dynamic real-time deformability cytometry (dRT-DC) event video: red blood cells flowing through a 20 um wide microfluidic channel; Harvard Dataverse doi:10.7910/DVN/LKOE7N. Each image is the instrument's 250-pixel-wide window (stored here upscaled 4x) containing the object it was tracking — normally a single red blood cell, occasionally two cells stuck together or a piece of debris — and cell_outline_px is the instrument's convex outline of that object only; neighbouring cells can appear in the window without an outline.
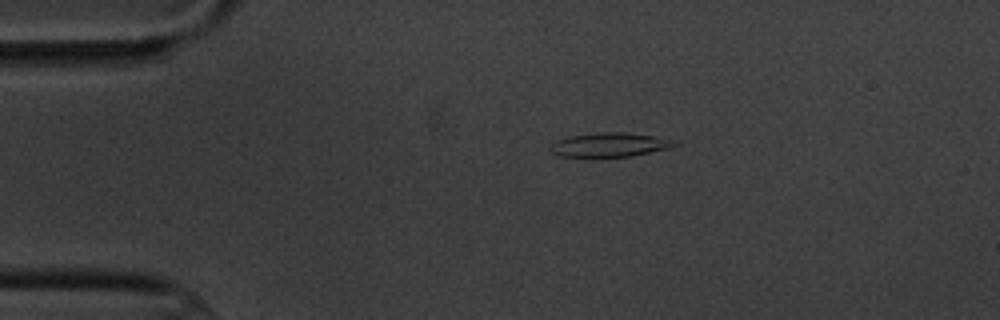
{"species": "common noctule bat (a hibernating species)", "species_latin": "Nyctalus noctula", "temperature_condition": "cold", "stored_images_in_passage": 4, "camera_frame_rate_fps": 3000, "um_per_image_px": 0.085, "animal": {"sex": "male", "body_mass_g": 20.1, "forearm_length_mm": 53.5}, "frame": {"image": 1, "passage_image": 3, "time_ms": 3.0, "image_size_px": [1000, 320], "cell_outline_px": [[680, 144], [668, 148], [632, 156], [556, 156], [548, 152], [548, 148], [556, 140], [572, 136], [596, 132], [624, 132], [656, 136], [680, 140]], "centroid_in_image_um": [51.85, 12.29], "position_along_channel_um": 33.1, "area_um2": 17.63}}